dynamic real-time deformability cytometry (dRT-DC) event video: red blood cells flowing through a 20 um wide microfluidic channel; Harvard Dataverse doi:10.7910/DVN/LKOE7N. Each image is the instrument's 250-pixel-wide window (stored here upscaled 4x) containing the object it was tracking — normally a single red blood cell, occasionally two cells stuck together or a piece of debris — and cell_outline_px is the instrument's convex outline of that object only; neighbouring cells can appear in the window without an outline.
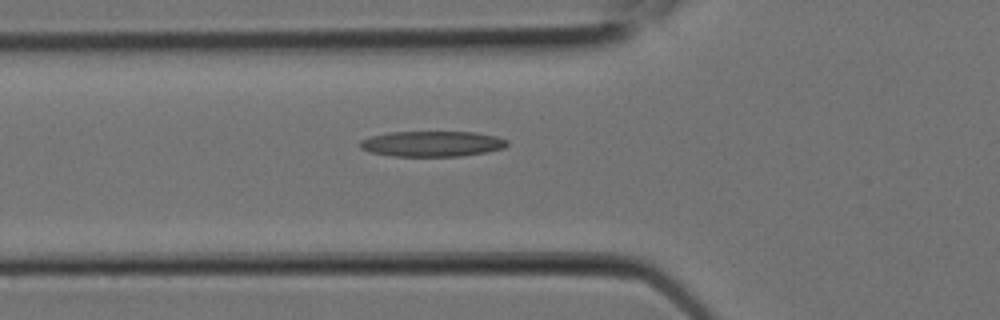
{"species": "Egyptian fruit bat (a non-hibernating species)", "species_latin": "Rousettus aegyptiacus", "temperature_condition": "room temperature", "stored_images_in_passage": 2, "camera_frame_rate_fps": 3000, "um_per_image_px": 0.085, "animal": {"sex": "female"}, "frame": {"image": 1, "passage_image": 2, "time_ms": 0.333, "image_size_px": [1000, 320], "cell_outline_px": [[508, 144], [504, 148], [488, 152], [460, 156], [392, 156], [368, 152], [360, 148], [356, 144], [360, 140], [372, 136], [388, 132], [476, 132], [496, 136], [508, 140]], "centroid_in_image_um": [36.7, 12.22], "position_along_channel_um": 89.1, "area_um2": 22.14}}